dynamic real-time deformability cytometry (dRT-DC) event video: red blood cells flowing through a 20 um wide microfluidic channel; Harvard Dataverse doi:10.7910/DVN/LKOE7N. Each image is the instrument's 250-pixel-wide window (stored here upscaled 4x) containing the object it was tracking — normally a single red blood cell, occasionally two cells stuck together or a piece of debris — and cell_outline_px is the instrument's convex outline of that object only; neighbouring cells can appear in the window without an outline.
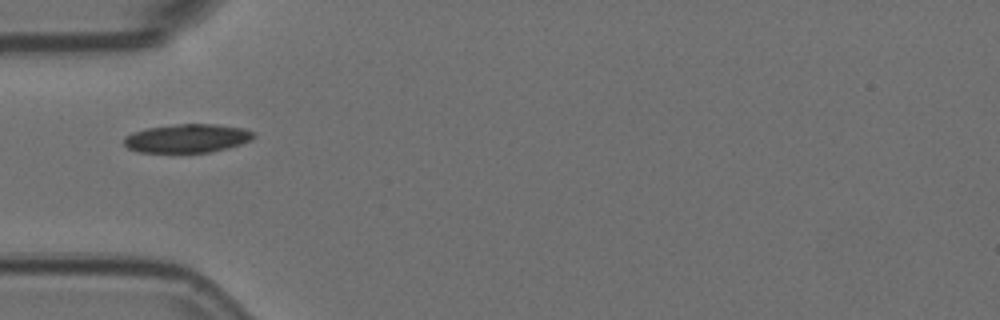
{"species": "Egyptian fruit bat (a non-hibernating species)", "species_latin": "Rousettus aegyptiacus", "temperature_condition": "room temperature", "stored_images_in_passage": 7, "camera_frame_rate_fps": 3000, "um_per_image_px": 0.085, "animal": {"sex": "female"}, "frame": {"image": 1, "passage_image": 5, "time_ms": 1.333, "image_size_px": [1000, 320], "cell_outline_px": [[256, 136], [252, 140], [228, 148], [212, 152], [140, 152], [128, 148], [124, 144], [124, 136], [132, 132], [148, 128], [176, 124], [216, 124], [244, 128], [256, 132]], "centroid_in_image_um": [15.96, 11.75], "position_along_channel_um": 69.0, "area_um2": 21.73}}
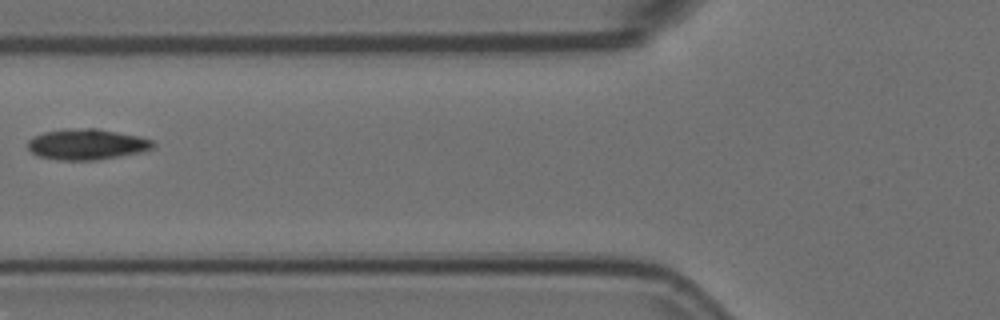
{"frame": {"image": 2, "passage_image": 6, "time_ms": 1.667, "image_size_px": [1000, 320], "cell_outline_px": [[156, 144], [152, 148], [144, 152], [96, 160], [60, 160], [40, 156], [32, 152], [28, 148], [28, 140], [44, 132], [64, 128], [96, 128], [140, 136], [152, 140]], "centroid_in_image_um": [7.42, 12.26], "position_along_channel_um": 118.4, "area_um2": 22.54}}
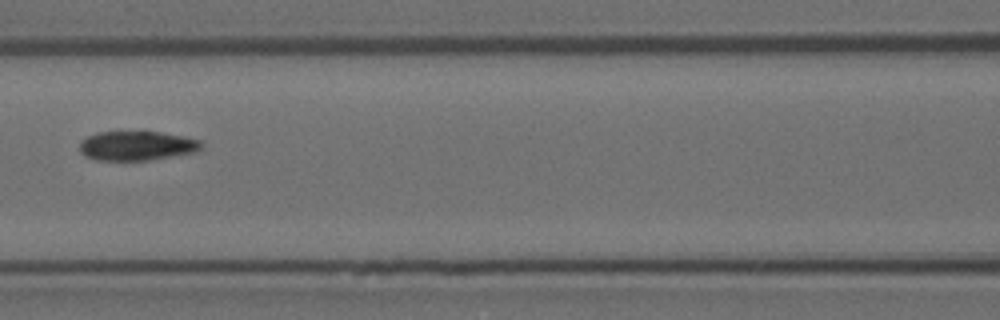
{"frame": {"image": 3, "passage_image": 7, "time_ms": 2.0, "image_size_px": [1000, 320], "cell_outline_px": [[204, 144], [196, 152], [148, 160], [96, 160], [84, 156], [80, 152], [80, 140], [96, 132], [160, 132], [200, 140]], "centroid_in_image_um": [11.59, 12.39], "position_along_channel_um": 155.0, "area_um2": 20.75}}